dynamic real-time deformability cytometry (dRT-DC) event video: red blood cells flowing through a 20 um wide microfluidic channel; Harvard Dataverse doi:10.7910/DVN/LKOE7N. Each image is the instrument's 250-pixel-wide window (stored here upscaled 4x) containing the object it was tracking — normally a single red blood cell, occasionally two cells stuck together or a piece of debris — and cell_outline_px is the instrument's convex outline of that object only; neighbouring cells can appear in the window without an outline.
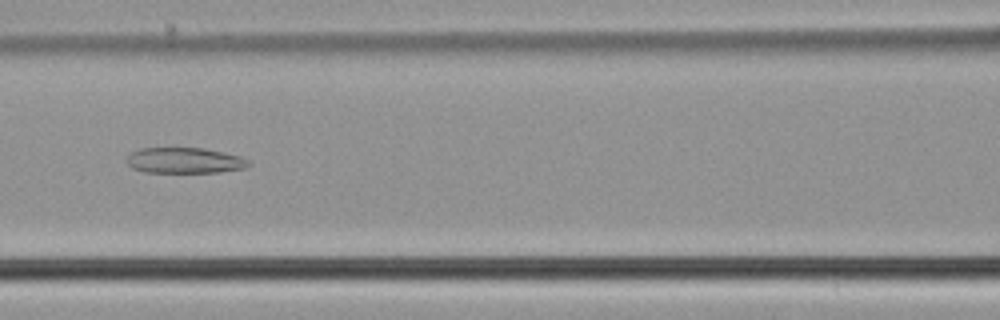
{"species": "common noctule bat (a hibernating species)", "species_latin": "Nyctalus noctula", "temperature_condition": "cold", "stored_images_in_passage": 42, "camera_frame_rate_fps": 3000, "um_per_image_px": 0.085, "animal": {"sex": "male", "body_mass_g": 21.5, "forearm_length_mm": 52.0}, "frame": {"image": 1, "passage_image": 12, "time_ms": 3.667, "image_size_px": [1000, 320], "cell_outline_px": [[252, 164], [244, 168], [220, 172], [144, 172], [132, 168], [128, 164], [128, 156], [132, 152], [140, 148], [204, 148], [240, 156], [248, 160]], "centroid_in_image_um": [15.71, 13.64], "position_along_channel_um": 150.9, "area_um2": 18.15}}
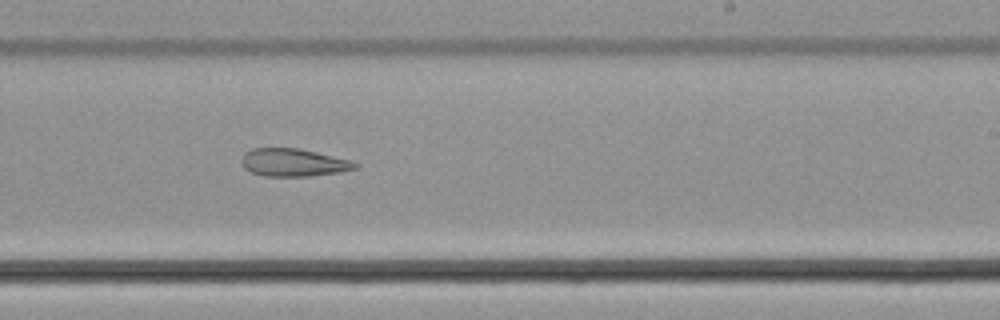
{"frame": {"image": 2, "passage_image": 21, "time_ms": 6.667, "image_size_px": [1000, 320], "cell_outline_px": [[356, 168], [340, 172], [312, 176], [264, 176], [252, 172], [244, 168], [244, 152], [252, 148], [300, 148], [348, 160], [356, 164]], "centroid_in_image_um": [24.92, 13.81], "position_along_channel_um": 264.1, "area_um2": 18.03}}
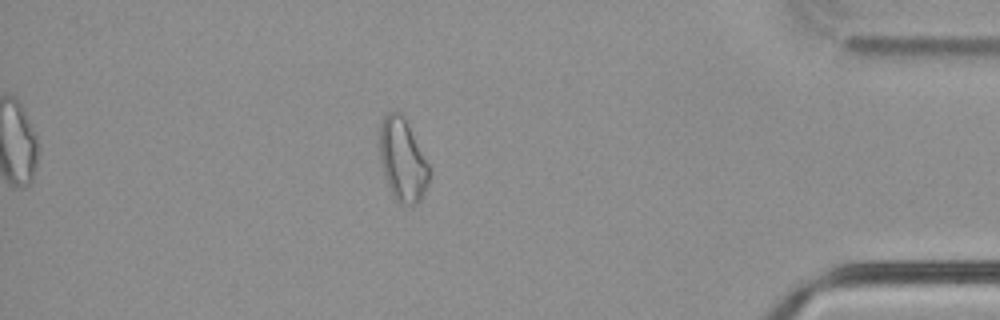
{"frame": {"image": 3, "passage_image": 35, "time_ms": 11.333, "image_size_px": [1000, 320], "cell_outline_px": [[428, 184], [420, 200], [416, 204], [400, 204], [396, 200], [388, 184], [384, 172], [380, 156], [380, 124], [384, 116], [388, 112], [400, 112], [404, 116], [428, 164]], "centroid_in_image_um": [34.21, 13.57], "position_along_channel_um": 401.0, "area_um2": 23.29}}